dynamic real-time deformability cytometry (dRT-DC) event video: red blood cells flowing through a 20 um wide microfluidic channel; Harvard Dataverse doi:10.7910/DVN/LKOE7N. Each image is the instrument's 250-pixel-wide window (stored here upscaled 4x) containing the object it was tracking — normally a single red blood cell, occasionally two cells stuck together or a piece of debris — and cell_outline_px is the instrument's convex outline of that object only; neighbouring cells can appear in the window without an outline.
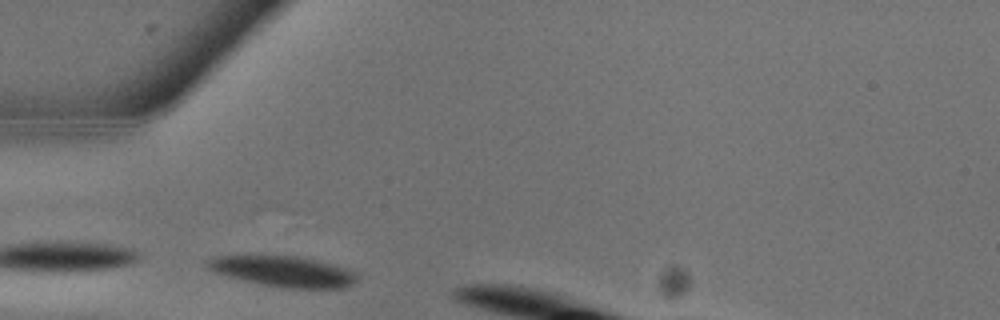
{"species": "common noctule bat (a hibernating species)", "species_latin": "Nyctalus noctula", "temperature_condition": "warm", "stored_images_in_passage": 5, "camera_frame_rate_fps": 3000, "um_per_image_px": 0.085, "animal": {"sex": "male", "body_mass_g": 13.3}, "frame": {"image": 1, "passage_image": 1, "time_ms": 0.0, "image_size_px": [1000, 320], "cell_outline_px": [[360, 276], [348, 288], [284, 288], [256, 284], [240, 280], [212, 272], [204, 264], [212, 256], [300, 256], [320, 260], [360, 272]], "centroid_in_image_um": [24.12, 23.08], "position_along_channel_um": 60.9, "area_um2": 27.46}}